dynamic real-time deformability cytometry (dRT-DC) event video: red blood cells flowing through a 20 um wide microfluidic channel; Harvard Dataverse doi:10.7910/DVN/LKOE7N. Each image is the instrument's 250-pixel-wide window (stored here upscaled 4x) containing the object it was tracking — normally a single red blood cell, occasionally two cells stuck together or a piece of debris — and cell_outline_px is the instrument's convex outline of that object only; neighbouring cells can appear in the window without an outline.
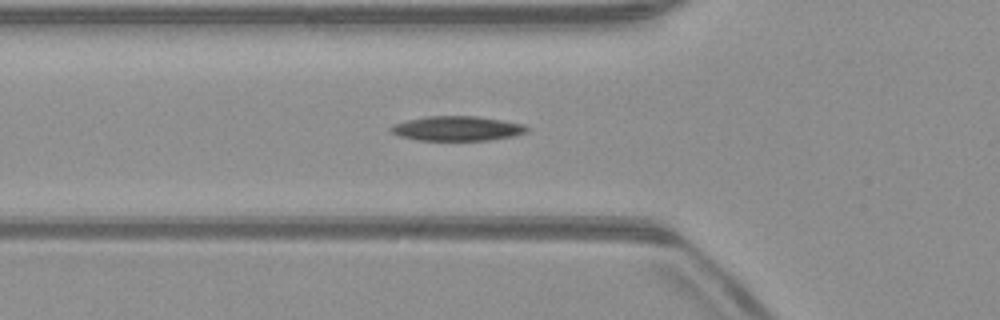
{"species": "common noctule bat (a hibernating species)", "species_latin": "Nyctalus noctula", "temperature_condition": "warm", "stored_images_in_passage": 37, "segment_of_instrument_passage": [1, 2], "camera_frame_rate_fps": 3000, "um_per_image_px": 0.085, "animal": {"sex": "male", "body_mass_g": 23.1, "forearm_length_mm": 52.7}, "frame": {"image": 1, "passage_image": 2, "time_ms": 0.333, "image_size_px": [1000, 320], "cell_outline_px": [[532, 128], [528, 132], [512, 136], [488, 140], [416, 140], [400, 136], [388, 132], [388, 128], [392, 124], [408, 120], [428, 116], [476, 116], [504, 120], [524, 124]], "centroid_in_image_um": [38.86, 10.92], "position_along_channel_um": 86.9, "area_um2": 19.77}}
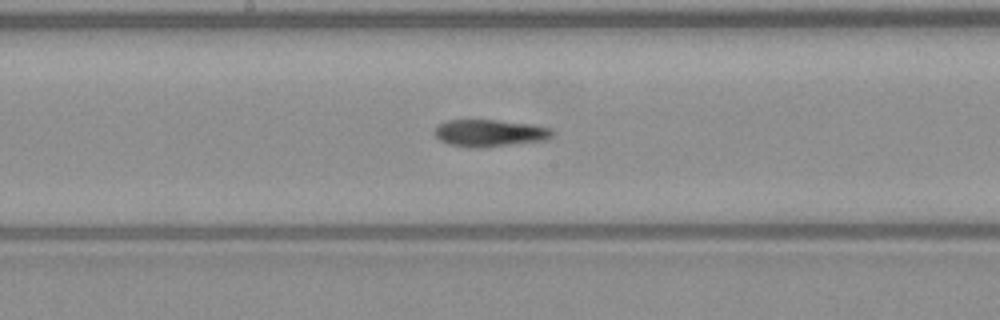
{"frame": {"image": 2, "passage_image": 11, "time_ms": 3.333, "image_size_px": [1000, 320], "cell_outline_px": [[556, 132], [548, 140], [480, 148], [468, 148], [448, 144], [440, 140], [432, 132], [436, 124], [448, 120], [496, 120], [532, 124], [552, 128]], "centroid_in_image_um": [41.62, 11.31], "position_along_channel_um": 206.6, "area_um2": 19.02}}
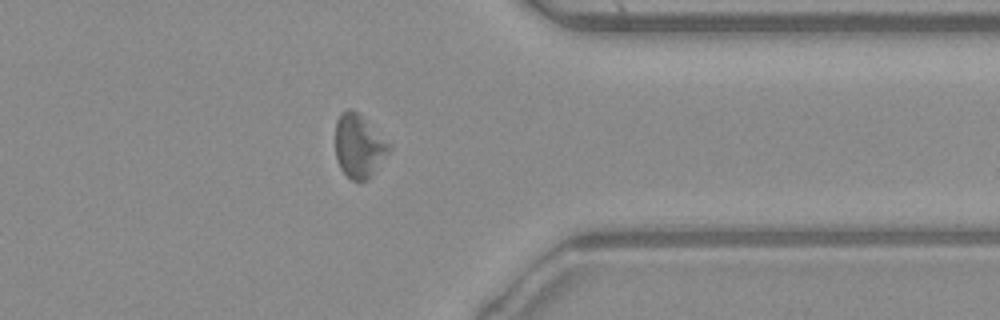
{"frame": {"image": 3, "passage_image": 25, "time_ms": 8.0, "image_size_px": [1000, 320], "cell_outline_px": [[392, 148], [372, 176], [368, 180], [352, 180], [340, 168], [336, 160], [336, 120], [340, 112], [348, 108], [360, 112]], "centroid_in_image_um": [30.49, 12.39], "position_along_channel_um": 380.9, "area_um2": 19.88}}